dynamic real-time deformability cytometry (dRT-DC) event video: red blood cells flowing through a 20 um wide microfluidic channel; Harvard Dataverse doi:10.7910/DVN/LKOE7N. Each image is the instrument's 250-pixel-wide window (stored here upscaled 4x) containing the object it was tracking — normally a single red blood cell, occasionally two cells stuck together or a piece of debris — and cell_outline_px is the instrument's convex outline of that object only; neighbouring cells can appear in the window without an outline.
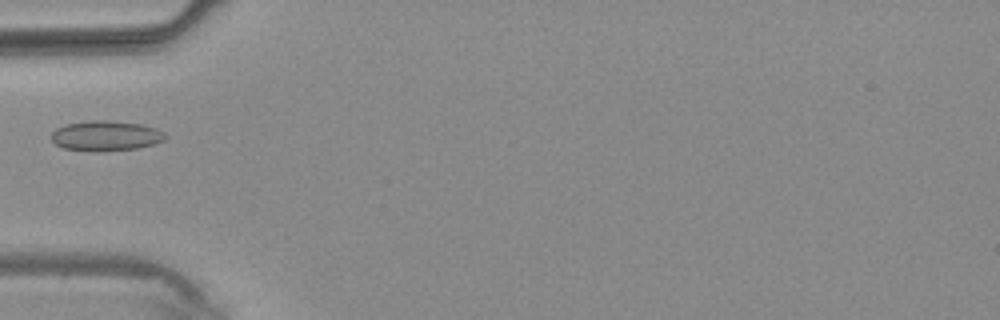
{"species": "common noctule bat (a hibernating species)", "species_latin": "Nyctalus noctula", "temperature_condition": "warm", "stored_images_in_passage": 4, "camera_frame_rate_fps": 3000, "um_per_image_px": 0.085, "animal": {"sex": "male", "body_mass_g": 20.4}, "frame": {"image": 1, "passage_image": 4, "time_ms": 3.667, "image_size_px": [1000, 320], "cell_outline_px": [[168, 136], [164, 140], [156, 144], [136, 148], [96, 152], [92, 152], [64, 148], [56, 144], [52, 140], [52, 132], [56, 128], [64, 124], [92, 120], [104, 120], [140, 124], [156, 128], [164, 132]], "centroid_in_image_um": [9.0, 11.55], "position_along_channel_um": 76.0, "area_um2": 20.11}}